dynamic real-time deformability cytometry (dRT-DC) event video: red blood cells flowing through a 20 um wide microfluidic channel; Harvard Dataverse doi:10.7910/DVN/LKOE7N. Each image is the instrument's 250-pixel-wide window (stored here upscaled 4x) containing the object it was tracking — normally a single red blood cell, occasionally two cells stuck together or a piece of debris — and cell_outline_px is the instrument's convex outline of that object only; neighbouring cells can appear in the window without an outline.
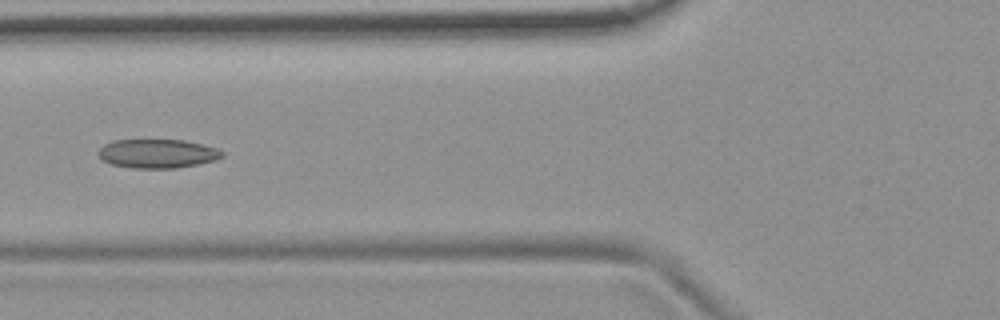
{"species": "common noctule bat (a hibernating species)", "species_latin": "Nyctalus noctula", "temperature_condition": "room temperature", "stored_images_in_passage": 6, "camera_frame_rate_fps": 3000, "um_per_image_px": 0.085, "animal": {"sex": "female", "body_mass_g": 19.9}, "frame": {"image": 1, "passage_image": 6, "time_ms": 5.667, "image_size_px": [1000, 320], "cell_outline_px": [[224, 156], [216, 160], [176, 168], [132, 168], [112, 164], [100, 160], [96, 152], [104, 144], [112, 140], [184, 140], [216, 148], [224, 152]], "centroid_in_image_um": [13.34, 13.05], "position_along_channel_um": 112.5, "area_um2": 20.92}}